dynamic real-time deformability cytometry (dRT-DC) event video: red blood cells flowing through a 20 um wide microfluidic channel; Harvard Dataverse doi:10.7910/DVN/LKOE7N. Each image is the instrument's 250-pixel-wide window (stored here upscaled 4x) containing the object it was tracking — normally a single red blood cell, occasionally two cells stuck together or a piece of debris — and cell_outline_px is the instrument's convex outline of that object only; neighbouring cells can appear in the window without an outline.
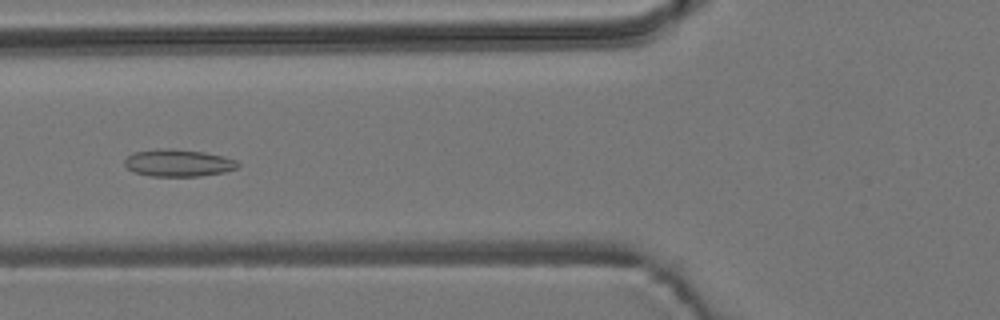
{"species": "common noctule bat (a hibernating species)", "species_latin": "Nyctalus noctula", "temperature_condition": "room temperature", "stored_images_in_passage": 6, "camera_frame_rate_fps": 3000, "um_per_image_px": 0.085, "animal": {"sex": "male", "body_mass_g": 19.2, "forearm_length_mm": 51.8}, "frame": {"image": 1, "passage_image": 6, "time_ms": 6.0, "image_size_px": [1000, 320], "cell_outline_px": [[240, 164], [236, 168], [224, 172], [200, 176], [152, 176], [132, 172], [124, 164], [124, 160], [132, 152], [156, 148], [172, 148], [204, 152], [224, 156], [236, 160]], "centroid_in_image_um": [15.12, 13.84], "position_along_channel_um": 110.7, "area_um2": 18.15}}